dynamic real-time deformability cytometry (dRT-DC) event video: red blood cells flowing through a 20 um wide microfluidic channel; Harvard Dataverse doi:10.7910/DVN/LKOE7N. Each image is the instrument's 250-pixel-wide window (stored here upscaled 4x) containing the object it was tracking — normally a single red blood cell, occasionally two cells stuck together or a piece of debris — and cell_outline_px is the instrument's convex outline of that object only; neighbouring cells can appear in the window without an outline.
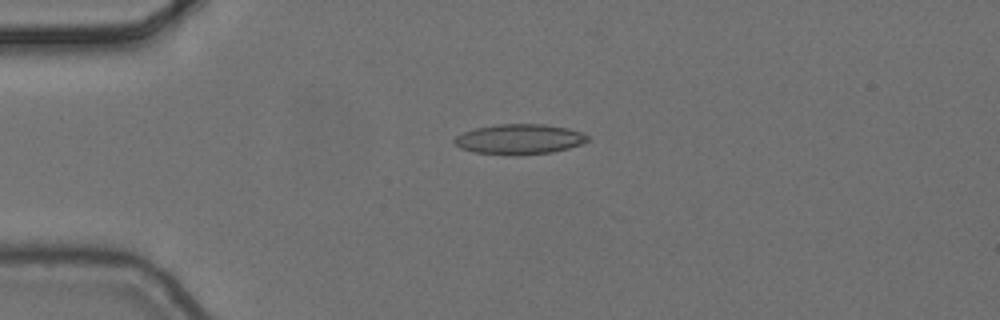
{"species": "common noctule bat (a hibernating species)", "species_latin": "Nyctalus noctula", "temperature_condition": "cold", "stored_images_in_passage": 3, "camera_frame_rate_fps": 3000, "um_per_image_px": 0.085, "animal": {"sex": "female", "body_mass_g": 24.6, "forearm_length_mm": 56.2}, "frame": {"image": 1, "passage_image": 3, "time_ms": 0.667, "image_size_px": [1000, 320], "cell_outline_px": [[592, 140], [568, 148], [552, 152], [520, 156], [512, 156], [476, 152], [460, 148], [452, 140], [456, 136], [464, 132], [476, 128], [496, 124], [544, 124], [568, 128], [580, 132], [588, 136]], "centroid_in_image_um": [44.16, 11.84], "position_along_channel_um": 40.8, "area_um2": 23.58}}